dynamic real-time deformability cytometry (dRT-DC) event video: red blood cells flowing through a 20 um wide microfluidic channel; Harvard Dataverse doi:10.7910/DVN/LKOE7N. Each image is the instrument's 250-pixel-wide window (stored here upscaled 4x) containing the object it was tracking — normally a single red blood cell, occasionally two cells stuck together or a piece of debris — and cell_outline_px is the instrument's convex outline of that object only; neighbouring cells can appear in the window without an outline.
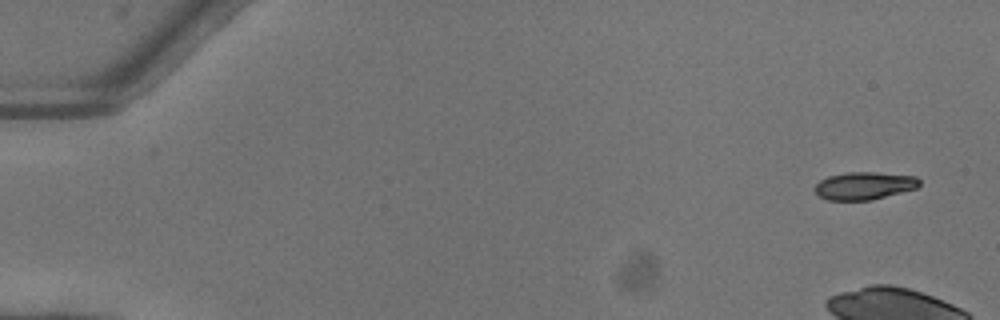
{"species": "common noctule bat (a hibernating species)", "species_latin": "Nyctalus noctula", "temperature_condition": "warm", "stored_images_in_passage": 8, "camera_frame_rate_fps": 3000, "um_per_image_px": 0.085, "animal": {"sex": "female"}, "frame": {"image": 1, "passage_image": 1, "time_ms": 0.0, "image_size_px": [1000, 320], "cell_outline_px": [[920, 184], [916, 188], [872, 200], [828, 200], [820, 196], [812, 188], [820, 180], [828, 176], [848, 172], [876, 172], [916, 176], [920, 180]], "centroid_in_image_um": [73.45, 15.78], "position_along_channel_um": 11.5, "area_um2": 16.88}}